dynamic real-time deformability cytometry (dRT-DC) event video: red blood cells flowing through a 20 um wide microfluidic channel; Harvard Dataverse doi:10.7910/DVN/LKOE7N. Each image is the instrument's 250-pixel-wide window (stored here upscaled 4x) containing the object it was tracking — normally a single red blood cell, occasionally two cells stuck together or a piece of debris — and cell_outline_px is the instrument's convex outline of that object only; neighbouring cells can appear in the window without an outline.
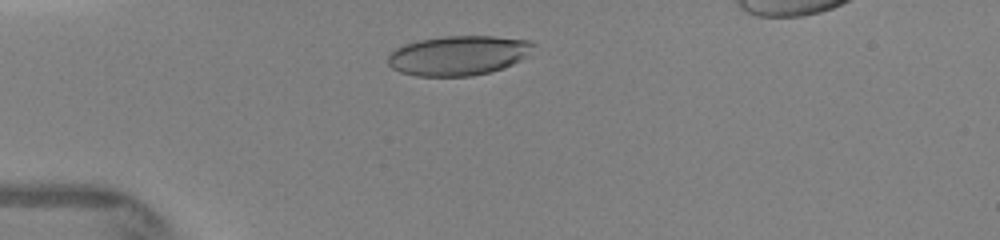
{"species": "human", "species_latin": "Homo sapiens", "temperature_condition": "warm", "stored_images_in_passage": 3, "camera_frame_rate_fps": 3000, "um_per_image_px": 0.085, "donor": {"sex": "female"}, "frame": {"image": 1, "passage_image": 3, "time_ms": 2.0, "image_size_px": [1000, 240], "cell_outline_px": [[536, 44], [520, 60], [504, 68], [472, 76], [416, 76], [400, 72], [392, 68], [388, 64], [388, 56], [396, 48], [404, 44], [420, 40], [444, 36], [492, 36], [528, 40]], "centroid_in_image_um": [38.93, 4.72], "position_along_channel_um": 46.1, "area_um2": 33.41}}